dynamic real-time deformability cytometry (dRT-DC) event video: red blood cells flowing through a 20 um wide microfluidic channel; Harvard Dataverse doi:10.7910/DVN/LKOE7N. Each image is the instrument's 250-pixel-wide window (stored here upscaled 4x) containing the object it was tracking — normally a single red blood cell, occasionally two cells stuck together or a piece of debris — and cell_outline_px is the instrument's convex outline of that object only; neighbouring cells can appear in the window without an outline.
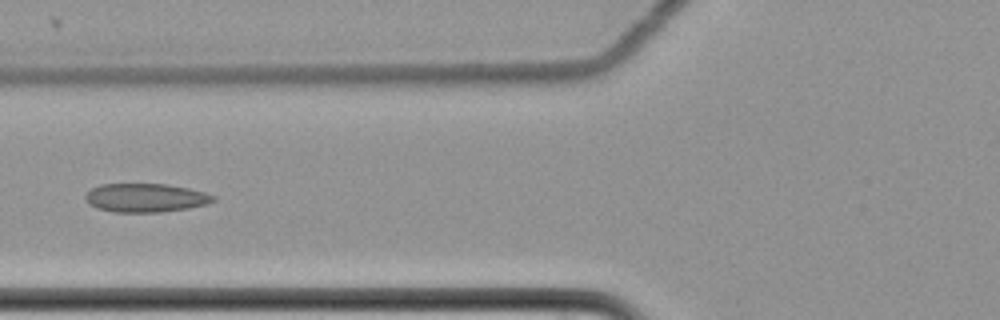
{"species": "common noctule bat (a hibernating species)", "species_latin": "Nyctalus noctula", "temperature_condition": "cold", "stored_images_in_passage": 7, "camera_frame_rate_fps": 3000, "um_per_image_px": 0.085, "animal": {"sex": "female", "body_mass_g": 22.7, "forearm_length_mm": 54.2}, "frame": {"image": 1, "passage_image": 4, "time_ms": 1.0, "image_size_px": [1000, 320], "cell_outline_px": [[216, 200], [208, 204], [188, 208], [160, 212], [112, 212], [96, 208], [88, 204], [84, 196], [92, 188], [100, 184], [168, 184], [188, 188], [204, 192], [216, 196]], "centroid_in_image_um": [12.37, 16.81], "position_along_channel_um": 113.4, "area_um2": 21.5}}
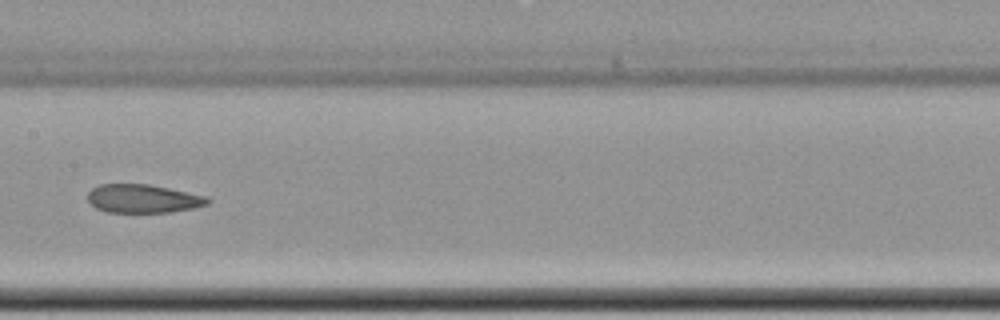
{"frame": {"image": 2, "passage_image": 6, "time_ms": 1.667, "image_size_px": [1000, 320], "cell_outline_px": [[212, 200], [208, 204], [192, 208], [168, 212], [108, 212], [96, 208], [88, 200], [88, 192], [92, 188], [100, 184], [148, 184], [168, 188], [204, 196]], "centroid_in_image_um": [12.13, 16.88], "position_along_channel_um": 195.3, "area_um2": 19.65}}
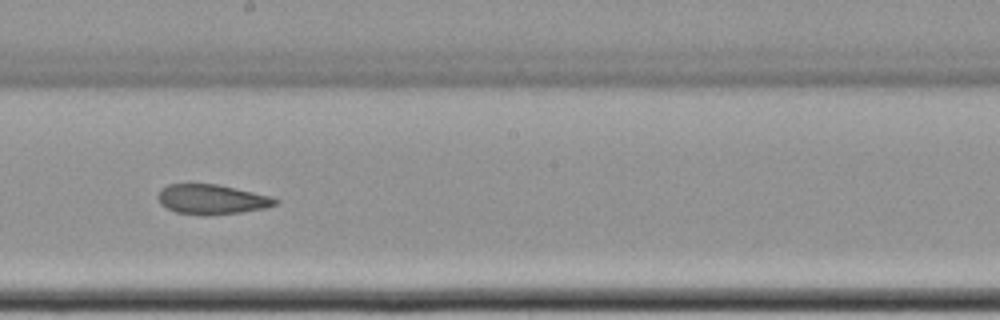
{"frame": {"image": 3, "passage_image": 7, "time_ms": 2.0, "image_size_px": [1000, 320], "cell_outline_px": [[280, 200], [276, 204], [264, 208], [240, 212], [204, 216], [176, 212], [160, 204], [156, 196], [160, 188], [168, 184], [216, 184], [272, 196]], "centroid_in_image_um": [17.97, 16.94], "position_along_channel_um": 230.2, "area_um2": 20.46}}